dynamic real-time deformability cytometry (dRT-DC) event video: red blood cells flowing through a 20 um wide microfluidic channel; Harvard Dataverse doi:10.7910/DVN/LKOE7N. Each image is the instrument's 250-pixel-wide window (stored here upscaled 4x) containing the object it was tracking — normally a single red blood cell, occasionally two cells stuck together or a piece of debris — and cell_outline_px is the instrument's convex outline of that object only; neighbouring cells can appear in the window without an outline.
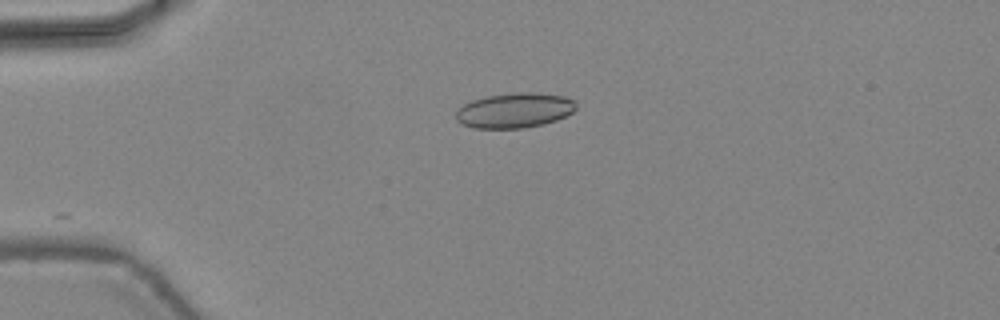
{"species": "common noctule bat (a hibernating species)", "species_latin": "Nyctalus noctula", "temperature_condition": "warm", "stored_images_in_passage": 11, "camera_frame_rate_fps": 3000, "um_per_image_px": 0.085, "animal": {"sex": "female", "body_mass_g": 24.6, "forearm_length_mm": 56.2}, "frame": {"image": 1, "passage_image": 1, "time_ms": 0.0, "image_size_px": [1000, 320], "cell_outline_px": [[576, 108], [572, 112], [556, 120], [544, 124], [524, 128], [472, 128], [456, 120], [456, 112], [464, 104], [472, 100], [488, 96], [520, 92], [540, 92], [564, 96], [576, 100]], "centroid_in_image_um": [43.77, 9.38], "position_along_channel_um": 41.2, "area_um2": 24.51}}
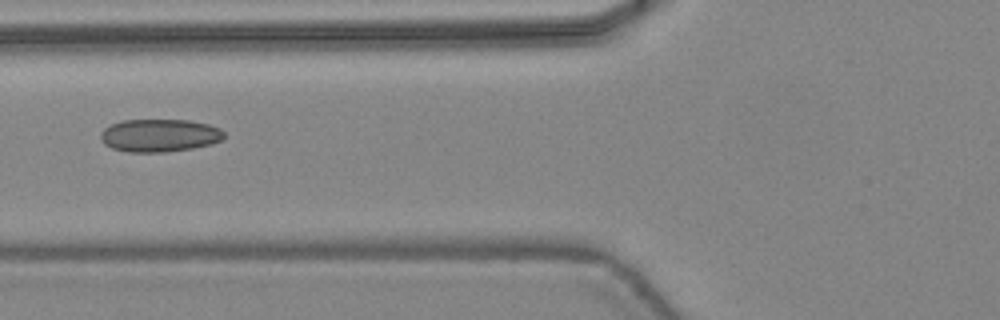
{"frame": {"image": 2, "passage_image": 8, "time_ms": 2.333, "image_size_px": [1000, 320], "cell_outline_px": [[224, 136], [220, 140], [212, 144], [192, 148], [164, 152], [128, 152], [112, 148], [104, 144], [100, 140], [100, 132], [104, 128], [112, 124], [124, 120], [188, 120], [208, 124], [220, 128], [224, 132]], "centroid_in_image_um": [13.54, 11.51], "position_along_channel_um": 112.3, "area_um2": 23.64}}
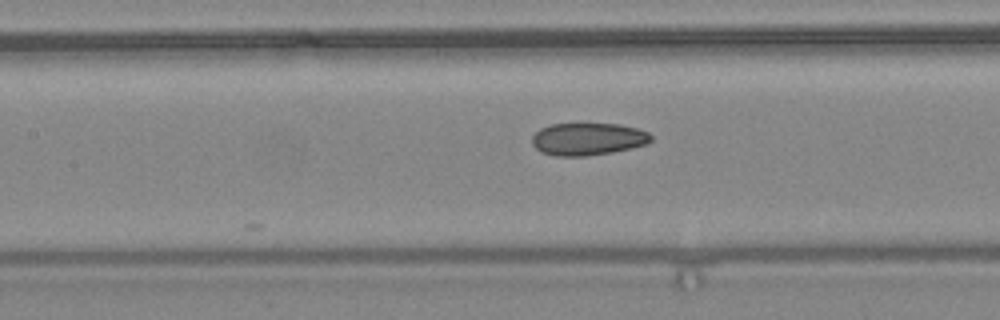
{"frame": {"image": 3, "passage_image": 11, "time_ms": 3.333, "image_size_px": [1000, 320], "cell_outline_px": [[652, 140], [648, 144], [632, 148], [612, 152], [584, 156], [556, 156], [540, 152], [532, 144], [532, 136], [540, 128], [552, 124], [620, 124], [636, 128], [648, 132], [652, 136]], "centroid_in_image_um": [49.98, 11.82], "position_along_channel_um": 157.4, "area_um2": 22.54}}